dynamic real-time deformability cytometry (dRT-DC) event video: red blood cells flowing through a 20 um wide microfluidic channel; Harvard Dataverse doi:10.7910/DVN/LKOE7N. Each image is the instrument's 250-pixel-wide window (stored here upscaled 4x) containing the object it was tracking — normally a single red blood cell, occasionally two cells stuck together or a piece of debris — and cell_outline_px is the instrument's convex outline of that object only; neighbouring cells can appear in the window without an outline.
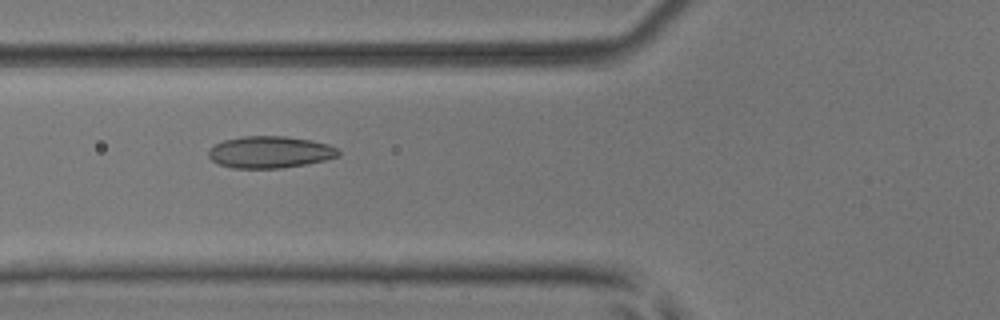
{"species": "common noctule bat (a hibernating species)", "species_latin": "Nyctalus noctula", "temperature_condition": "room temperature", "stored_images_in_passage": 41, "camera_frame_rate_fps": 3000, "um_per_image_px": 0.085, "animal": {"sex": "male", "body_mass_g": 17.9, "forearm_length_mm": 54.2}, "frame": {"image": 1, "passage_image": 12, "time_ms": 3.667, "image_size_px": [1000, 320], "cell_outline_px": [[340, 156], [324, 160], [304, 164], [280, 168], [232, 168], [220, 164], [212, 160], [208, 156], [208, 152], [216, 144], [224, 140], [240, 136], [284, 136], [312, 140], [328, 144], [336, 148], [340, 152]], "centroid_in_image_um": [22.95, 12.92], "position_along_channel_um": 102.8, "area_um2": 23.99}}
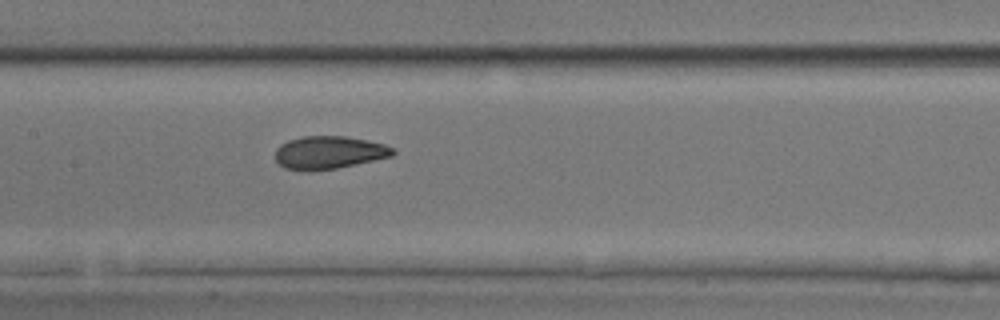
{"frame": {"image": 2, "passage_image": 18, "time_ms": 5.667, "image_size_px": [1000, 320], "cell_outline_px": [[396, 152], [392, 156], [356, 164], [336, 168], [308, 172], [284, 168], [276, 160], [276, 148], [280, 144], [288, 140], [304, 136], [348, 136], [384, 144], [396, 148]], "centroid_in_image_um": [27.96, 12.97], "position_along_channel_um": 179.4, "area_um2": 22.72}}
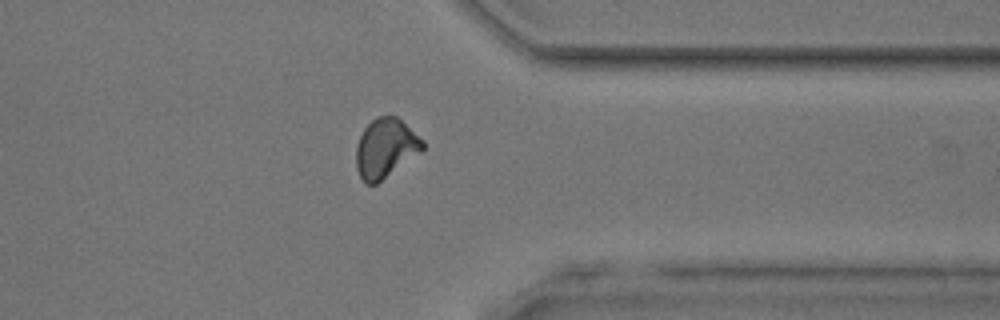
{"frame": {"image": 3, "passage_image": 34, "time_ms": 11.0, "image_size_px": [1000, 320], "cell_outline_px": [[424, 148], [420, 152], [376, 184], [364, 184], [356, 168], [356, 144], [364, 128], [376, 116], [396, 116], [424, 140]], "centroid_in_image_um": [32.75, 12.59], "position_along_channel_um": 378.7, "area_um2": 22.77}}